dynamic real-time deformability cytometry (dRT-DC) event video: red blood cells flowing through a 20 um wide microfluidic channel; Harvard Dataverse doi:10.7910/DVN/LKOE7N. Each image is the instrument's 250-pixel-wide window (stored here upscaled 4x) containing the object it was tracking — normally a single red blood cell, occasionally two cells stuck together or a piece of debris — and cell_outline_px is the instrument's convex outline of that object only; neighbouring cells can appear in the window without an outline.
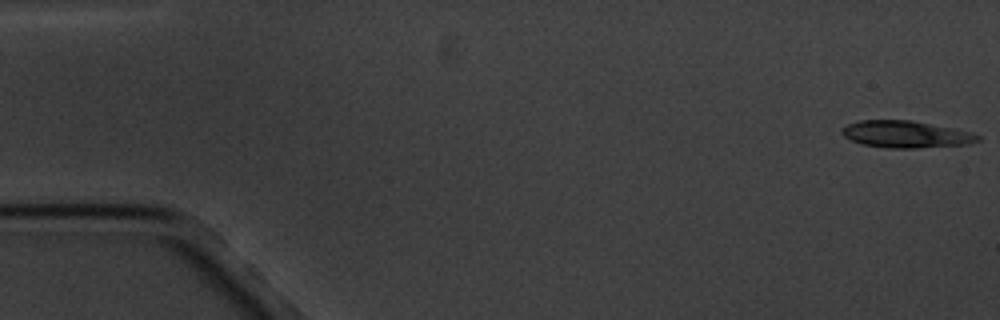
{"species": "common noctule bat (a hibernating species)", "species_latin": "Nyctalus noctula", "temperature_condition": "cold", "stored_images_in_passage": 5, "camera_frame_rate_fps": 3000, "um_per_image_px": 0.085, "animal": {"sex": "male", "body_mass_g": 20.1, "forearm_length_mm": 53.5}, "frame": {"image": 1, "passage_image": 1, "time_ms": 0.0, "image_size_px": [1000, 320], "cell_outline_px": [[980, 140], [968, 144], [916, 148], [892, 148], [864, 144], [852, 140], [844, 136], [840, 132], [840, 128], [848, 124], [860, 120], [912, 120], [952, 128], [968, 132], [980, 136]], "centroid_in_image_um": [76.97, 11.41], "position_along_channel_um": 8.0, "area_um2": 21.1}}
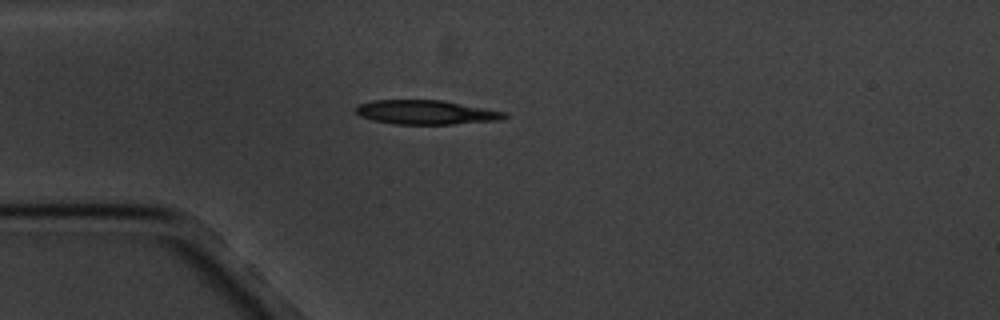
{"frame": {"image": 2, "passage_image": 5, "time_ms": 4.667, "image_size_px": [1000, 320], "cell_outline_px": [[508, 116], [500, 120], [452, 124], [396, 124], [372, 120], [360, 116], [356, 112], [356, 108], [360, 104], [372, 100], [444, 100], [508, 112]], "centroid_in_image_um": [36.26, 9.54], "position_along_channel_um": 48.7, "area_um2": 21.04}}